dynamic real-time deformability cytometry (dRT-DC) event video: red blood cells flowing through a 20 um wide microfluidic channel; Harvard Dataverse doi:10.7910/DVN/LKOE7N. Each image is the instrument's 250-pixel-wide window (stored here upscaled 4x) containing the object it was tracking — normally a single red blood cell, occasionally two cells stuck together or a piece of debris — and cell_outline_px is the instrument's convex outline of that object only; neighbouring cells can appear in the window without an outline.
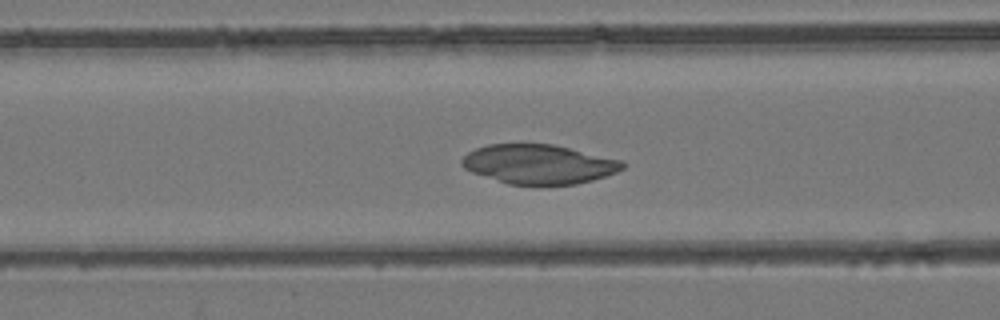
{"species": "common noctule bat (a hibernating species)", "species_latin": "Nyctalus noctula", "temperature_condition": "room temperature", "stored_images_in_passage": 46, "camera_frame_rate_fps": 3000, "um_per_image_px": 0.085, "animal": {"sex": "female", "body_mass_g": 24.6, "forearm_length_mm": 56.2}, "frame": {"image": 1, "passage_image": 21, "time_ms": 6.667, "image_size_px": [1000, 320], "cell_outline_px": [[628, 164], [624, 168], [616, 172], [592, 180], [576, 184], [508, 184], [472, 172], [464, 168], [460, 164], [460, 160], [468, 152], [476, 148], [488, 144], [552, 144], [624, 160]], "centroid_in_image_um": [45.81, 13.94], "position_along_channel_um": 120.8, "area_um2": 36.82}}
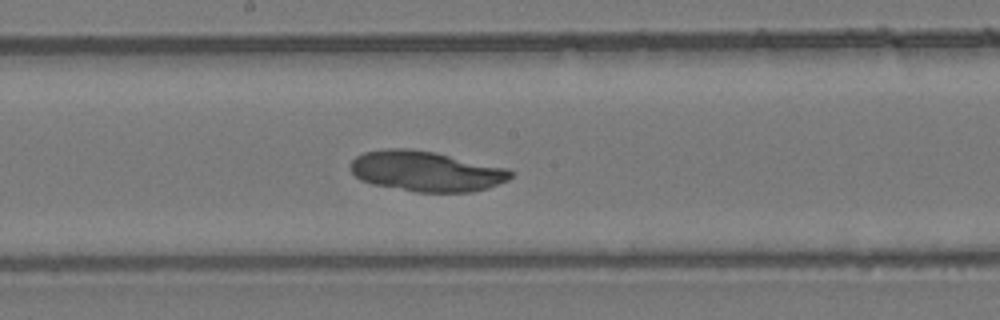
{"frame": {"image": 2, "passage_image": 28, "time_ms": 9.0, "image_size_px": [1000, 320], "cell_outline_px": [[516, 172], [508, 180], [488, 188], [472, 192], [416, 192], [372, 184], [360, 180], [348, 168], [352, 160], [356, 156], [364, 152], [388, 148], [408, 148], [432, 152], [508, 168]], "centroid_in_image_um": [36.21, 14.56], "position_along_channel_um": 212.0, "area_um2": 37.74}}
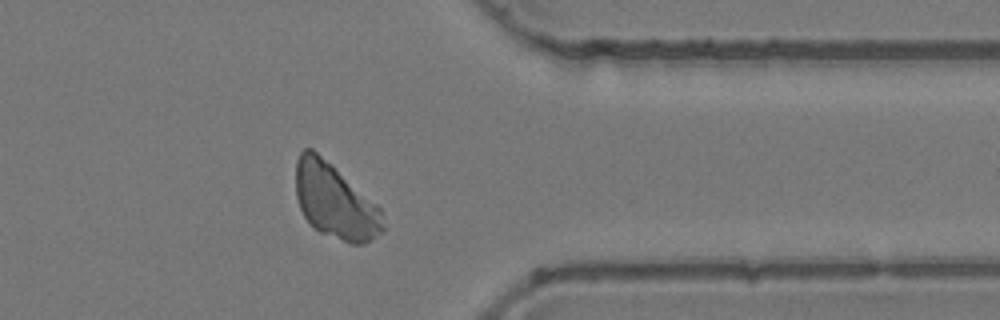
{"frame": {"image": 3, "passage_image": 42, "time_ms": 13.667, "image_size_px": [1000, 320], "cell_outline_px": [[384, 228], [380, 232], [364, 244], [352, 244], [320, 232], [312, 228], [304, 216], [300, 208], [296, 196], [296, 160], [300, 152], [304, 148], [312, 148], [332, 164], [376, 204], [380, 208], [384, 224]], "centroid_in_image_um": [28.44, 17.09], "position_along_channel_um": 383.0, "area_um2": 37.8}}